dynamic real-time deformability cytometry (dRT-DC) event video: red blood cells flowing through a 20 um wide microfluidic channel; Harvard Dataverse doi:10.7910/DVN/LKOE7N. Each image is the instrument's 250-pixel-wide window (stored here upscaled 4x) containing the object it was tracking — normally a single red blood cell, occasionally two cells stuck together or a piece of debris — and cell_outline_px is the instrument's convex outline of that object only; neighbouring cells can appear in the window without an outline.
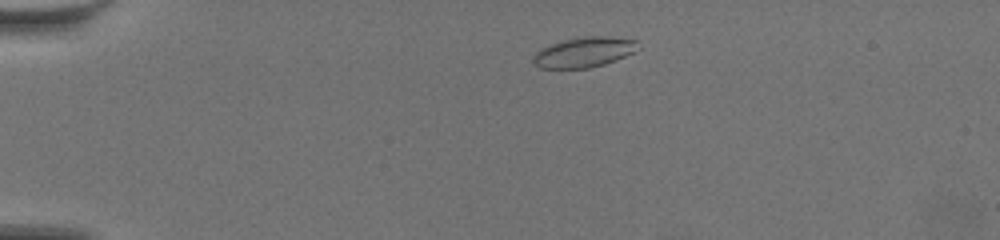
{"species": "common noctule bat (a hibernating species)", "species_latin": "Nyctalus noctula", "temperature_condition": "warm", "stored_images_in_passage": 45, "camera_frame_rate_fps": 3000, "um_per_image_px": 0.085, "animal": {"sex": "female", "body_mass_g": 19.5, "forearm_length_mm": 54.1}, "frame": {"image": 1, "passage_image": 2, "time_ms": 0.333, "image_size_px": [1000, 240], "cell_outline_px": [[640, 48], [616, 60], [604, 64], [588, 68], [540, 68], [532, 60], [532, 56], [540, 48], [548, 44], [564, 40], [584, 36], [608, 36], [636, 40]], "centroid_in_image_um": [49.62, 4.43], "position_along_channel_um": 35.4, "area_um2": 18.44}}
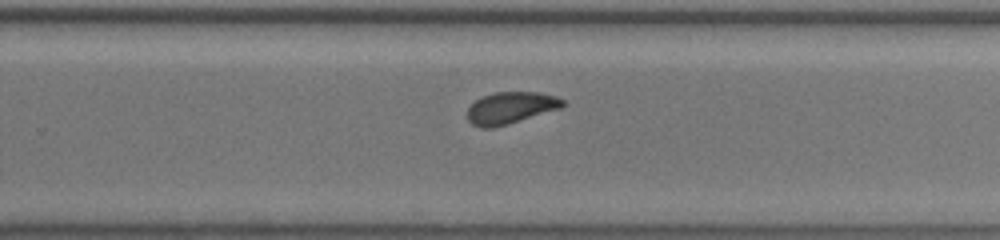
{"frame": {"image": 2, "passage_image": 29, "time_ms": 9.333, "image_size_px": [1000, 240], "cell_outline_px": [[568, 104], [560, 108], [508, 124], [492, 128], [480, 128], [472, 124], [468, 120], [468, 108], [476, 100], [484, 96], [496, 92], [540, 92], [556, 96], [564, 100]], "centroid_in_image_um": [43.43, 9.17], "position_along_channel_um": 286.4, "area_um2": 17.63}}
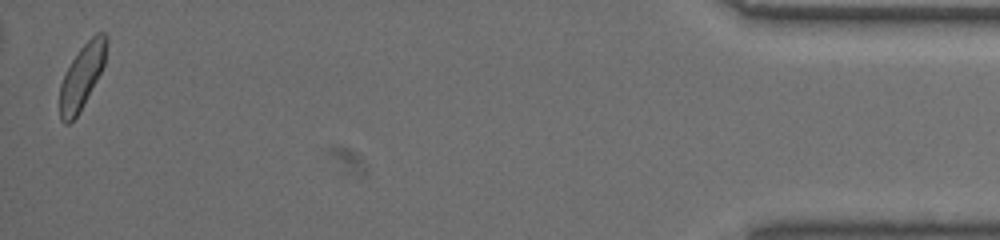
{"frame": {"image": 3, "passage_image": 45, "time_ms": 14.667, "image_size_px": [1000, 240], "cell_outline_px": [[108, 40], [104, 64], [96, 80], [76, 116], [68, 124], [64, 124], [60, 120], [60, 84], [72, 60], [80, 48], [96, 32], [104, 32], [108, 36]], "centroid_in_image_um": [6.97, 6.45], "position_along_channel_um": 428.2, "area_um2": 17.05}, "authors_computed_cell_mechanics": {"area_um2": 17.9758, "velocity_mm_per_s": 3.5168, "shape_relaxation_time_tau1_ms": 6.4844, "shape_relaxation_time_tau2_ms": 2.6439, "deformation_change_tau1": 0.1463, "deformation_change_tau2": 0.0817}}